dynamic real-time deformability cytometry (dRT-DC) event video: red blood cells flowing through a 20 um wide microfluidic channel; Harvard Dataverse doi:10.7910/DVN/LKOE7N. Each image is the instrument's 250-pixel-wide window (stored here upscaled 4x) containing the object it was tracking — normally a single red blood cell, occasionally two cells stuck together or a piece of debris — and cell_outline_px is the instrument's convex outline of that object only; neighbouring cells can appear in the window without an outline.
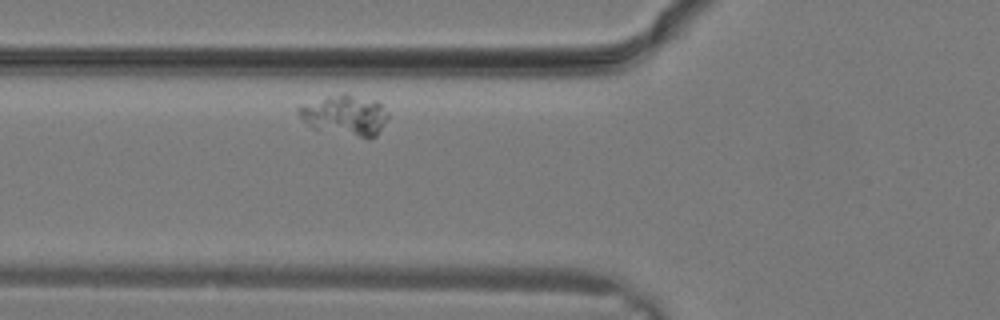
{"species": "common noctule bat (a hibernating species)", "species_latin": "Nyctalus noctula", "temperature_condition": "warm", "stored_images_in_passage": 16, "camera_frame_rate_fps": 3000, "um_per_image_px": 0.085, "animal": {"sex": "male", "body_mass_g": 19.2, "forearm_length_mm": 51.8}, "frame": {"image": 1, "passage_image": 2, "time_ms": 0.333, "image_size_px": [1000, 320], "cell_outline_px": [[388, 116], [376, 136], [368, 140], [312, 128], [296, 112], [296, 108], [300, 104], [328, 96], [344, 92], [376, 100], [388, 112]], "centroid_in_image_um": [29.31, 9.79], "position_along_channel_um": 96.5, "area_um2": 21.44}}
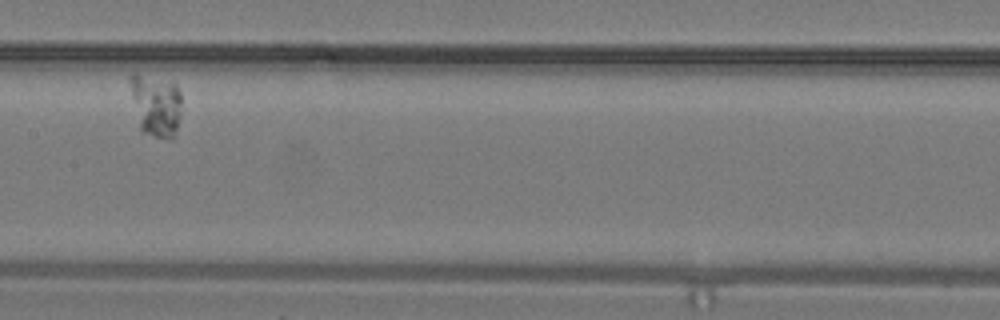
{"frame": {"image": 2, "passage_image": 7, "time_ms": 2.0, "image_size_px": [1000, 320], "cell_outline_px": [[180, 116], [176, 132], [172, 140], [168, 140], [144, 132], [140, 128], [128, 80], [132, 72], [136, 72], [172, 80], [176, 84], [180, 92]], "centroid_in_image_um": [13.26, 8.87], "position_along_channel_um": 194.1, "area_um2": 18.96}}
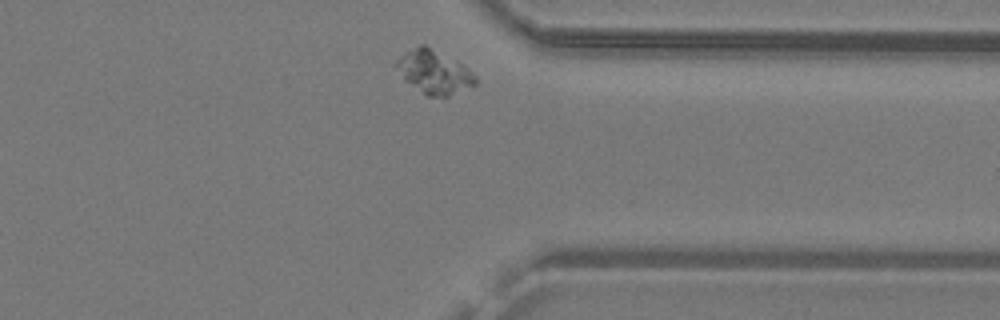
{"frame": {"image": 3, "passage_image": 16, "time_ms": 5.0, "image_size_px": [1000, 320], "cell_outline_px": [[480, 84], [448, 96], [428, 96], [404, 80], [392, 64], [404, 52], [420, 44], [424, 44], [460, 64], [472, 72], [476, 76]], "centroid_in_image_um": [36.87, 6.13], "position_along_channel_um": 374.5, "area_um2": 19.94}}